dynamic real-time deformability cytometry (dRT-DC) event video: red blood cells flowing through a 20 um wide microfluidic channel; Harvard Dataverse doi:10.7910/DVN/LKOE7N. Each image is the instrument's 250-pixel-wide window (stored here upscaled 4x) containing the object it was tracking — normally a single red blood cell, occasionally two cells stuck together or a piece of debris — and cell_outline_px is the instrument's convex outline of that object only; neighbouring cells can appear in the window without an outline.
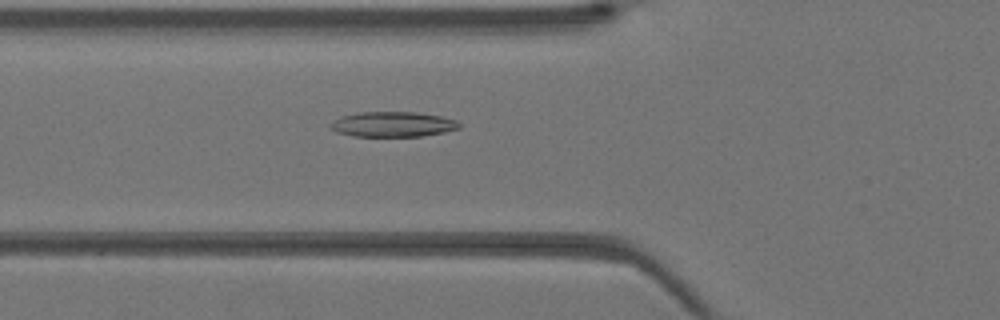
{"species": "Egyptian fruit bat (a non-hibernating species)", "species_latin": "Rousettus aegyptiacus", "temperature_condition": "warm", "stored_images_in_passage": 40, "camera_frame_rate_fps": 3000, "um_per_image_px": 0.085, "animal": {"sex": "female"}, "frame": {"image": 1, "passage_image": 13, "time_ms": 4.0, "image_size_px": [1000, 320], "cell_outline_px": [[460, 128], [444, 132], [420, 136], [352, 136], [336, 132], [328, 124], [344, 116], [360, 112], [416, 112], [440, 116], [456, 120], [460, 124]], "centroid_in_image_um": [33.4, 10.57], "position_along_channel_um": 92.4, "area_um2": 18.67}}
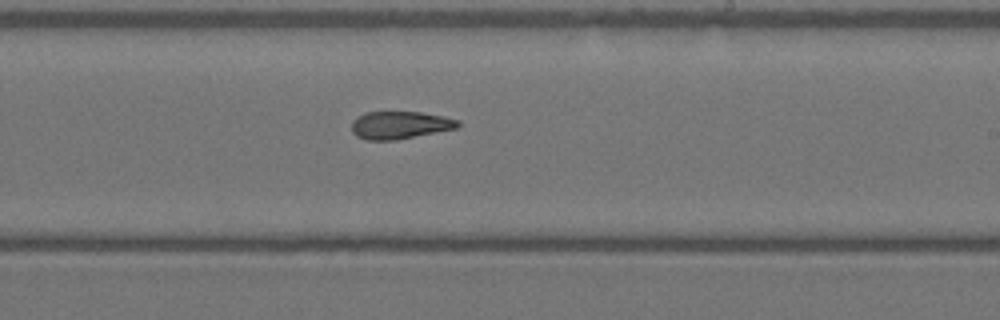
{"frame": {"image": 2, "passage_image": 23, "time_ms": 7.333, "image_size_px": [1000, 320], "cell_outline_px": [[460, 124], [456, 128], [396, 140], [368, 140], [356, 136], [352, 132], [352, 120], [356, 116], [364, 112], [420, 112], [444, 116], [460, 120]], "centroid_in_image_um": [33.96, 10.62], "position_along_channel_um": 255.0, "area_um2": 17.17}}
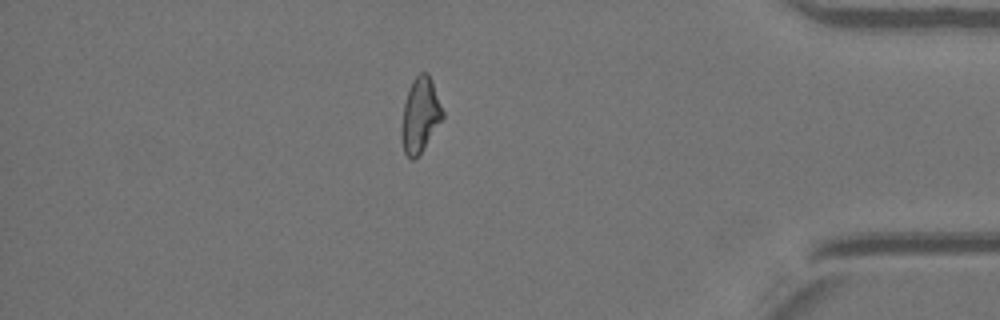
{"frame": {"image": 3, "passage_image": 34, "time_ms": 11.0, "image_size_px": [1000, 320], "cell_outline_px": [[444, 116], [420, 152], [412, 160], [404, 152], [400, 140], [400, 128], [404, 104], [408, 88], [412, 80], [420, 72], [428, 72], [444, 112]], "centroid_in_image_um": [35.68, 9.76], "position_along_channel_um": 399.5, "area_um2": 17.74}}